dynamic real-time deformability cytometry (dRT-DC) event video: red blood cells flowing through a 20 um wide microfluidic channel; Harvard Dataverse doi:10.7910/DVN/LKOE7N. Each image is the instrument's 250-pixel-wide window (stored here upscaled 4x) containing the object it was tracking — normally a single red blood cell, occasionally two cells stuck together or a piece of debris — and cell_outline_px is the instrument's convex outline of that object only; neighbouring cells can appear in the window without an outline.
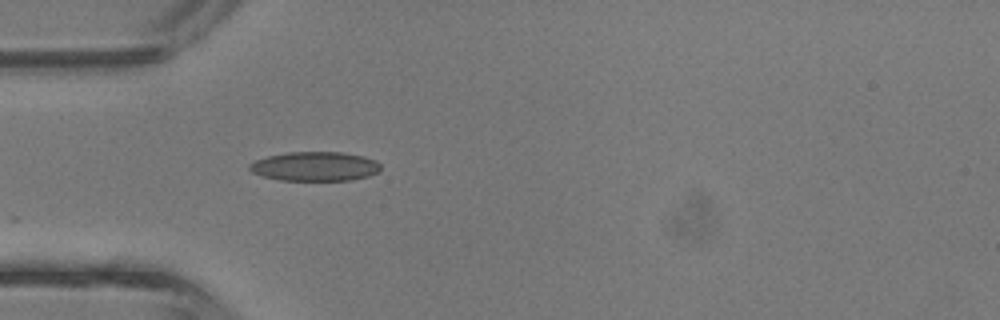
{"species": "common noctule bat (a hibernating species)", "species_latin": "Nyctalus noctula", "temperature_condition": "room temperature", "stored_images_in_passage": 4, "camera_frame_rate_fps": 3000, "um_per_image_px": 0.085, "animal": {"sex": "male", "body_mass_g": 13.3}, "frame": {"image": 1, "passage_image": 4, "time_ms": 1.0, "image_size_px": [1000, 320], "cell_outline_px": [[380, 172], [368, 176], [348, 180], [280, 180], [264, 176], [252, 172], [248, 168], [248, 164], [256, 160], [268, 156], [288, 152], [340, 152], [364, 156], [376, 160], [380, 164]], "centroid_in_image_um": [26.79, 14.14], "position_along_channel_um": 58.2, "area_um2": 22.31}}